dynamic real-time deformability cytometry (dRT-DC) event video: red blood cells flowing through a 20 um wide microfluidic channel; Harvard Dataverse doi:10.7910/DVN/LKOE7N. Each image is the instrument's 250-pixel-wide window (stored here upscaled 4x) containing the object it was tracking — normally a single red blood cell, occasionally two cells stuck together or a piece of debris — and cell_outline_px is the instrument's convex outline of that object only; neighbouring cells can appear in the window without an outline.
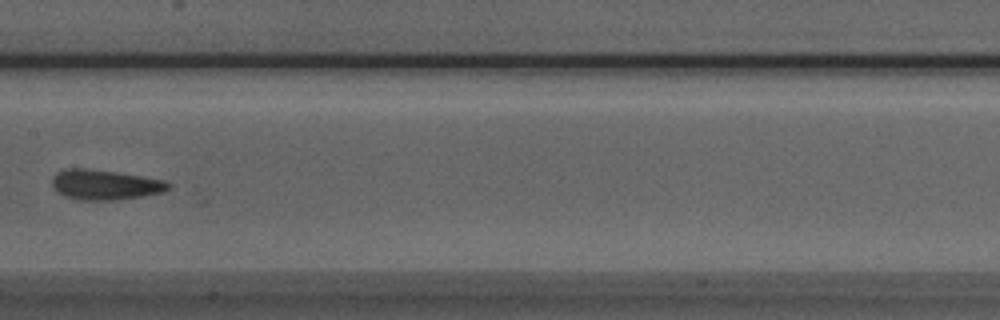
{"species": "Egyptian fruit bat (a non-hibernating species)", "species_latin": "Rousettus aegyptiacus", "temperature_condition": "room temperature", "stored_images_in_passage": 5, "camera_frame_rate_fps": 3000, "um_per_image_px": 0.085, "animal": {"sex": "male"}, "frame": {"image": 1, "passage_image": 5, "time_ms": 1.333, "image_size_px": [1000, 320], "cell_outline_px": [[172, 184], [164, 192], [144, 196], [120, 200], [76, 200], [64, 196], [56, 192], [52, 188], [52, 176], [56, 172], [64, 168], [88, 168], [116, 172], [164, 180]], "centroid_in_image_um": [8.87, 15.71], "position_along_channel_um": 198.5, "area_um2": 20.75}}